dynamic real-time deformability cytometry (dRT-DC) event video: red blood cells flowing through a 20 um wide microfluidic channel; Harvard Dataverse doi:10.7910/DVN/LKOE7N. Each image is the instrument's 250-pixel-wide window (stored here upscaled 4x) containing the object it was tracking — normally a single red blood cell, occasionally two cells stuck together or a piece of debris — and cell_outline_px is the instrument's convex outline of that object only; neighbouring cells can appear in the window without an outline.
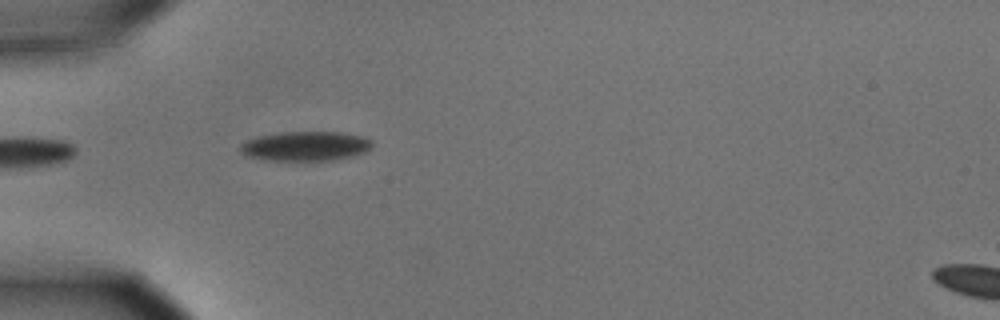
{"species": "common noctule bat (a hibernating species)", "species_latin": "Nyctalus noctula", "temperature_condition": "cold", "stored_images_in_passage": 5, "camera_frame_rate_fps": 3000, "um_per_image_px": 0.085, "animal": {"sex": "male", "body_mass_g": 15.6}, "frame": {"image": 1, "passage_image": 5, "time_ms": 1.333, "image_size_px": [1000, 320], "cell_outline_px": [[372, 144], [364, 152], [352, 156], [332, 160], [264, 160], [244, 156], [240, 152], [240, 144], [256, 136], [280, 132], [340, 132], [364, 136], [372, 140]], "centroid_in_image_um": [25.92, 12.41], "position_along_channel_um": 59.1, "area_um2": 22.77}}